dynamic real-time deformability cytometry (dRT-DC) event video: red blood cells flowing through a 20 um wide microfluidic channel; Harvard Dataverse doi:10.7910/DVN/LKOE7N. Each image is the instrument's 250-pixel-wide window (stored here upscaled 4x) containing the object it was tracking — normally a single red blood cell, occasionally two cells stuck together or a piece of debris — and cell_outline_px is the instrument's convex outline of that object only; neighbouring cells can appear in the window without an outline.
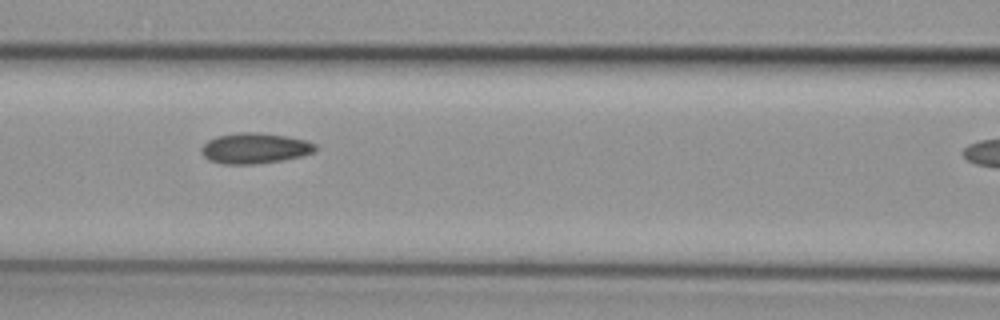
{"species": "common noctule bat (a hibernating species)", "species_latin": "Nyctalus noctula", "temperature_condition": "cold", "stored_images_in_passage": 14, "camera_frame_rate_fps": 3000, "um_per_image_px": 0.085, "animal": {"sex": "female", "body_mass_g": 29.2, "forearm_length_mm": 56.3}, "frame": {"image": 1, "passage_image": 7, "time_ms": 2.0, "image_size_px": [1000, 320], "cell_outline_px": [[316, 152], [304, 156], [284, 160], [256, 164], [224, 164], [208, 160], [204, 156], [200, 148], [208, 140], [216, 136], [240, 132], [256, 132], [284, 136], [308, 140], [316, 144]], "centroid_in_image_um": [21.69, 12.61], "position_along_channel_um": 144.9, "area_um2": 20.52}}